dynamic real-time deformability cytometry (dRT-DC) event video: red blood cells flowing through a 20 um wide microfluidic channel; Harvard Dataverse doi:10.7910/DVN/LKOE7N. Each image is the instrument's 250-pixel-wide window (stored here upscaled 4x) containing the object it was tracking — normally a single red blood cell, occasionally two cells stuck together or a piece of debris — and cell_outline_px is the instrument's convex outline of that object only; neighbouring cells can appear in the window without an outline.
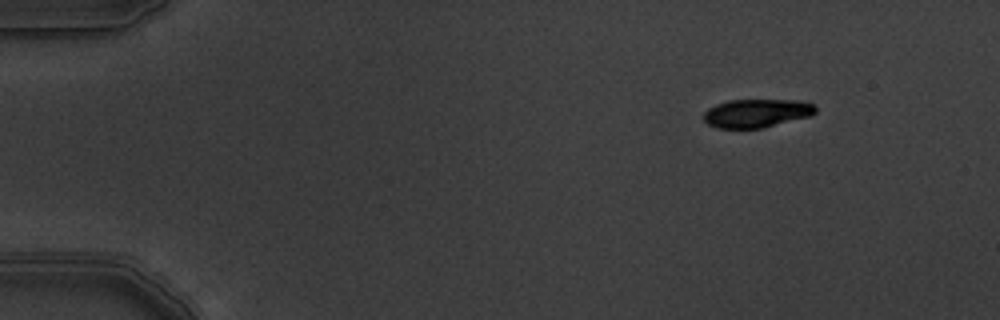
{"species": "common noctule bat (a hibernating species)", "species_latin": "Nyctalus noctula", "temperature_condition": "warm", "stored_images_in_passage": 6, "camera_frame_rate_fps": 3000, "um_per_image_px": 0.085, "animal": {"sex": "male", "body_mass_g": 19.5, "forearm_length_mm": 54.6}, "frame": {"image": 1, "passage_image": 1, "time_ms": 0.0, "image_size_px": [1000, 320], "cell_outline_px": [[816, 112], [812, 116], [764, 128], [716, 128], [708, 124], [704, 120], [704, 112], [708, 108], [716, 104], [728, 100], [800, 100], [812, 104], [816, 108]], "centroid_in_image_um": [64.33, 9.62], "position_along_channel_um": 20.7, "area_um2": 18.73}}
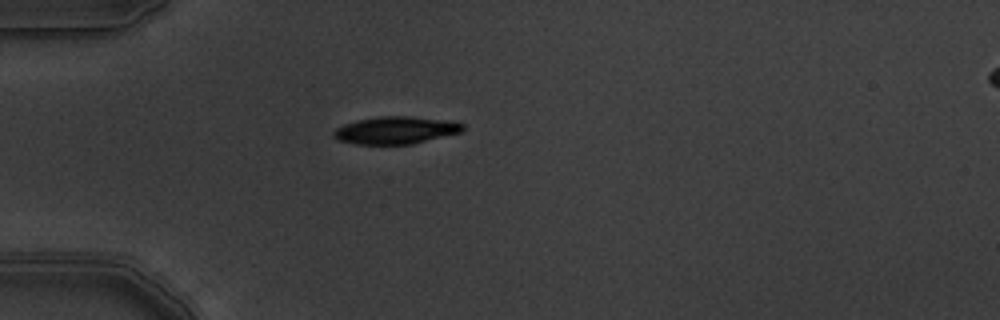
{"frame": {"image": 2, "passage_image": 4, "time_ms": 1.0, "image_size_px": [1000, 320], "cell_outline_px": [[464, 132], [412, 144], [356, 144], [340, 140], [332, 136], [332, 132], [336, 128], [344, 124], [360, 120], [380, 116], [404, 116], [452, 120], [464, 124]], "centroid_in_image_um": [33.7, 11.07], "position_along_channel_um": 51.3, "area_um2": 20.69}}